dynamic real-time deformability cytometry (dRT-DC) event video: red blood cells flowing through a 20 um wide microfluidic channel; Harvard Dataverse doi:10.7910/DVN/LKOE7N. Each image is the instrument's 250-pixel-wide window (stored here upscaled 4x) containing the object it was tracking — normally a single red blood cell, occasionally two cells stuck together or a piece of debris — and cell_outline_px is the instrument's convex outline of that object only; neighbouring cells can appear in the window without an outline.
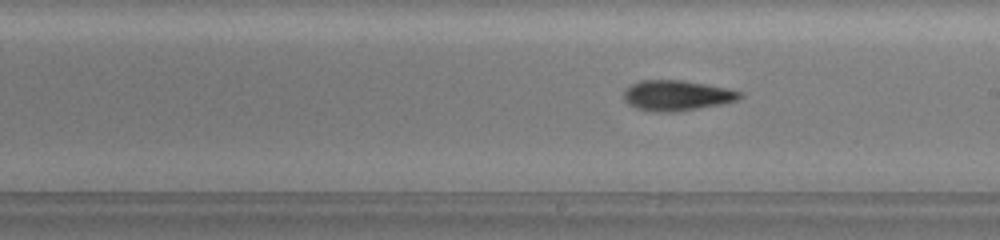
{"species": "common noctule bat (a hibernating species)", "species_latin": "Nyctalus noctula", "temperature_condition": "warm", "stored_images_in_passage": 47, "camera_frame_rate_fps": 3000, "um_per_image_px": 0.085, "animal": {"sex": "female", "body_mass_g": 19.5, "forearm_length_mm": 54.1}, "frame": {"image": 1, "passage_image": 34, "time_ms": 11.0, "image_size_px": [1000, 240], "cell_outline_px": [[744, 96], [736, 100], [720, 104], [676, 112], [656, 112], [636, 108], [628, 104], [624, 100], [624, 92], [632, 84], [644, 80], [680, 80], [704, 84], [724, 88], [740, 92]], "centroid_in_image_um": [57.49, 8.13], "position_along_channel_um": 231.5, "area_um2": 20.17}}